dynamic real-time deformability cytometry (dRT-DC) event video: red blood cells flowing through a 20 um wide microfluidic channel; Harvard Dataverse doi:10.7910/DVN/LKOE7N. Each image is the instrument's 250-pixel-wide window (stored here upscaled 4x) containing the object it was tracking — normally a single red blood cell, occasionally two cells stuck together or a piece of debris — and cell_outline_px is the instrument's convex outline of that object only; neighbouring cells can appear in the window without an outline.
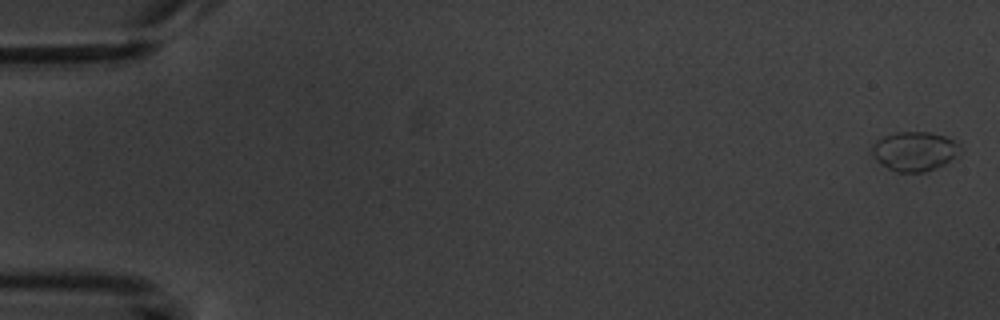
{"species": "common noctule bat (a hibernating species)", "species_latin": "Nyctalus noctula", "temperature_condition": "warm", "stored_images_in_passage": 6, "camera_frame_rate_fps": 3000, "um_per_image_px": 0.085, "animal": {"sex": "male", "body_mass_g": 20.1, "forearm_length_mm": 53.5}, "frame": {"image": 1, "passage_image": 1, "time_ms": 0.0, "image_size_px": [1000, 320], "cell_outline_px": [[964, 148], [944, 164], [936, 168], [924, 172], [896, 172], [888, 168], [876, 160], [872, 156], [872, 144], [876, 140], [884, 136], [896, 132], [928, 132], [944, 136], [952, 140]], "centroid_in_image_um": [77.7, 12.85], "position_along_channel_um": 7.3, "area_um2": 20.11}}
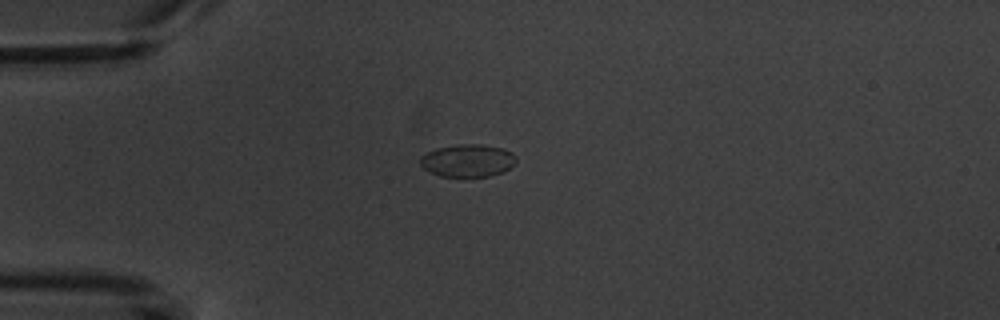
{"frame": {"image": 2, "passage_image": 5, "time_ms": 4.667, "image_size_px": [1000, 320], "cell_outline_px": [[516, 160], [504, 172], [488, 176], [440, 176], [424, 168], [420, 164], [420, 156], [436, 148], [456, 144], [480, 144], [504, 148], [512, 152], [516, 156]], "centroid_in_image_um": [39.76, 13.63], "position_along_channel_um": 45.2, "area_um2": 18.15}}